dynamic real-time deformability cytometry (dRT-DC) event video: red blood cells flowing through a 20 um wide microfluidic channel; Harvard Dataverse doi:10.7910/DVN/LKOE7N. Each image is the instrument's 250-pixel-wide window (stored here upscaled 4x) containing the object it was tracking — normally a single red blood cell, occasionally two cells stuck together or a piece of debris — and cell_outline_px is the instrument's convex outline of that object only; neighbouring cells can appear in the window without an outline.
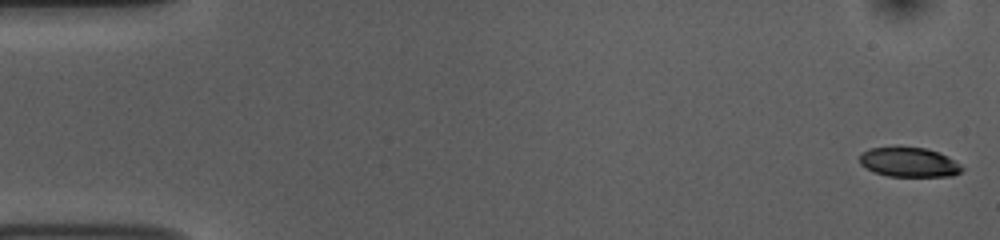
{"species": "common noctule bat (a hibernating species)", "species_latin": "Nyctalus noctula", "temperature_condition": "room temperature", "stored_images_in_passage": 53, "camera_frame_rate_fps": 3000, "um_per_image_px": 0.085, "animal": {"sex": "female", "body_mass_g": 10.0, "forearm_length_mm": 53.1}, "frame": {"image": 1, "passage_image": 1, "time_ms": 0.0, "image_size_px": [1000, 240], "cell_outline_px": [[964, 168], [960, 172], [952, 176], [888, 176], [876, 172], [860, 164], [860, 152], [868, 148], [900, 144], [924, 148], [948, 156], [960, 164]], "centroid_in_image_um": [77.23, 13.74], "position_along_channel_um": 7.8, "area_um2": 18.09}}
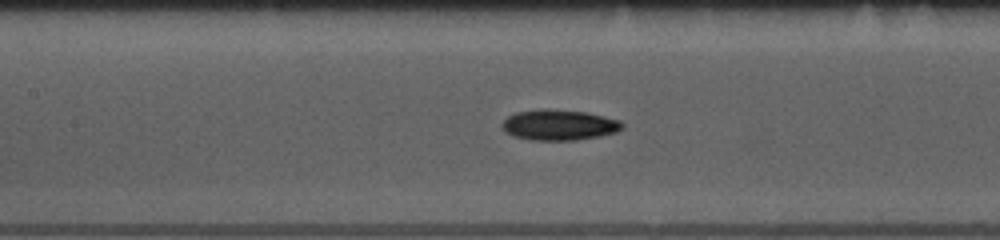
{"frame": {"image": 2, "passage_image": 24, "time_ms": 7.667, "image_size_px": [1000, 240], "cell_outline_px": [[624, 128], [616, 132], [600, 136], [576, 140], [532, 140], [512, 136], [504, 132], [500, 124], [508, 116], [516, 112], [540, 108], [548, 108], [584, 112], [604, 116], [620, 120], [624, 124]], "centroid_in_image_um": [47.5, 10.61], "position_along_channel_um": 159.9, "area_um2": 21.73}}
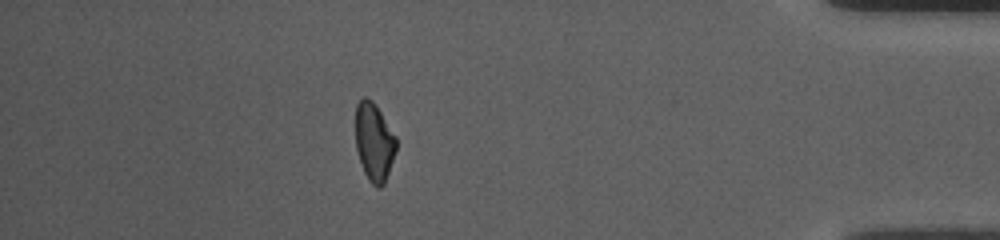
{"frame": {"image": 3, "passage_image": 47, "time_ms": 15.333, "image_size_px": [1000, 240], "cell_outline_px": [[396, 148], [384, 184], [380, 188], [372, 184], [368, 180], [364, 172], [356, 148], [356, 104], [364, 96], [372, 100], [396, 136]], "centroid_in_image_um": [31.79, 12.06], "position_along_channel_um": 403.4, "area_um2": 18.21}, "authors_computed_cell_mechanics": {"area_um2": 19.652, "velocity_mm_per_s": 3.7551, "shape_relaxation_time_tau1_ms": 2.2435, "shape_relaxation_time_tau2_ms": null, "deformation_change_tau1": 0.1312, "deformation_change_tau2": null}}